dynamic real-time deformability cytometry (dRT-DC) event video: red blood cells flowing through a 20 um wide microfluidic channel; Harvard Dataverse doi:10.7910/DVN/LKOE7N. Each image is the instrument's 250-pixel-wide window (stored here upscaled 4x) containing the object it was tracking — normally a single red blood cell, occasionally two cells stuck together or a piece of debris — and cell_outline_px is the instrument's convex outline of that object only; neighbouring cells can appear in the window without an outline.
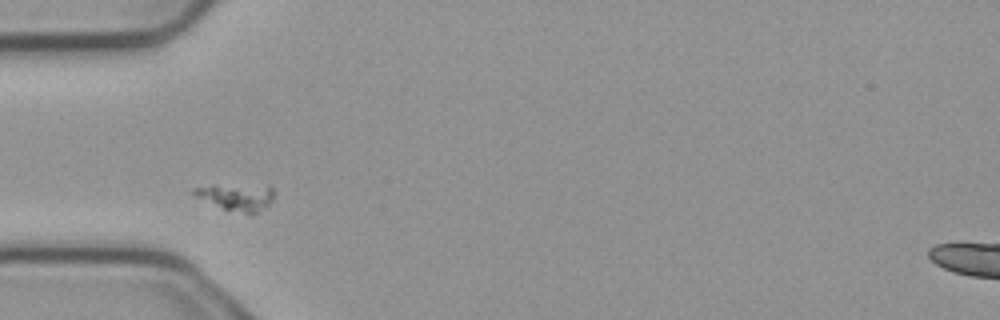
{"species": "common noctule bat (a hibernating species)", "species_latin": "Nyctalus noctula", "temperature_condition": "cold", "stored_images_in_passage": 1, "camera_frame_rate_fps": 3000, "um_per_image_px": 0.085, "animal": {"sex": "male", "body_mass_g": 23.1, "forearm_length_mm": 52.7}, "frame": {"image": 1, "passage_image": 1, "time_ms": 0.0, "image_size_px": [1000, 320], "cell_outline_px": [[276, 196], [268, 204], [256, 212], [244, 212], [224, 208], [196, 196], [192, 192], [192, 188], [212, 184], [272, 184], [276, 192]], "centroid_in_image_um": [20.19, 16.65], "position_along_channel_um": 64.8, "area_um2": 12.72}}